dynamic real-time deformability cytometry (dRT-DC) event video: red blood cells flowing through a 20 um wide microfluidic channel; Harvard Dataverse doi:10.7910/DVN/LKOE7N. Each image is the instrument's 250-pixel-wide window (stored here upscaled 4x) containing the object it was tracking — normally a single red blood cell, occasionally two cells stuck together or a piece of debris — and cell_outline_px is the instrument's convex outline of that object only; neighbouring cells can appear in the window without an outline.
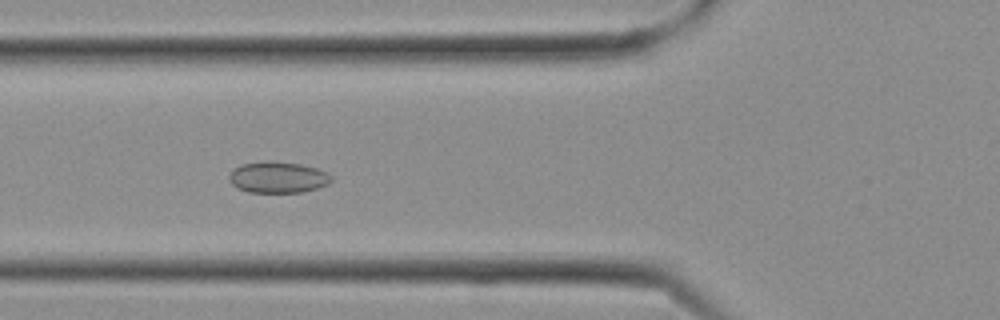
{"species": "Egyptian fruit bat (a non-hibernating species)", "species_latin": "Rousettus aegyptiacus", "temperature_condition": "cold", "stored_images_in_passage": 27, "camera_frame_rate_fps": 3000, "um_per_image_px": 0.085, "frame": {"image": 1, "passage_image": 10, "time_ms": 3.0, "image_size_px": [1000, 320], "cell_outline_px": [[332, 180], [328, 184], [316, 188], [300, 192], [248, 192], [236, 188], [228, 180], [228, 176], [240, 164], [268, 160], [300, 164], [316, 168], [328, 172], [332, 176]], "centroid_in_image_um": [23.61, 15.06], "position_along_channel_um": 102.2, "area_um2": 18.67}}
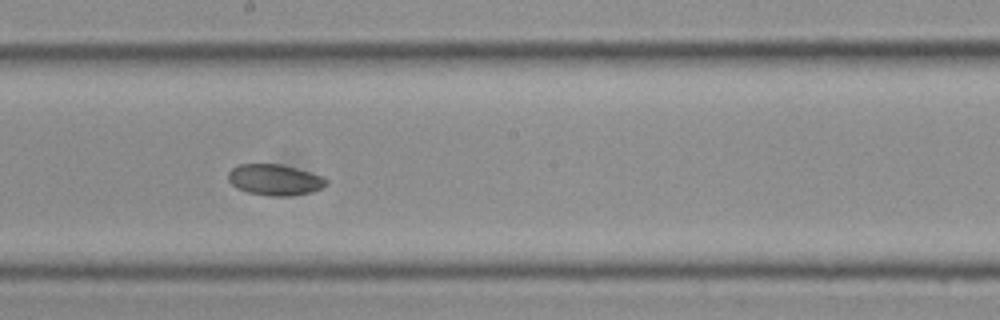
{"frame": {"image": 2, "passage_image": 15, "time_ms": 4.667, "image_size_px": [1000, 320], "cell_outline_px": [[328, 184], [324, 188], [312, 192], [288, 196], [268, 196], [248, 192], [236, 188], [228, 180], [228, 172], [232, 168], [240, 164], [280, 164], [296, 168], [324, 176], [328, 180]], "centroid_in_image_um": [23.39, 15.29], "position_along_channel_um": 224.8, "area_um2": 17.92}}
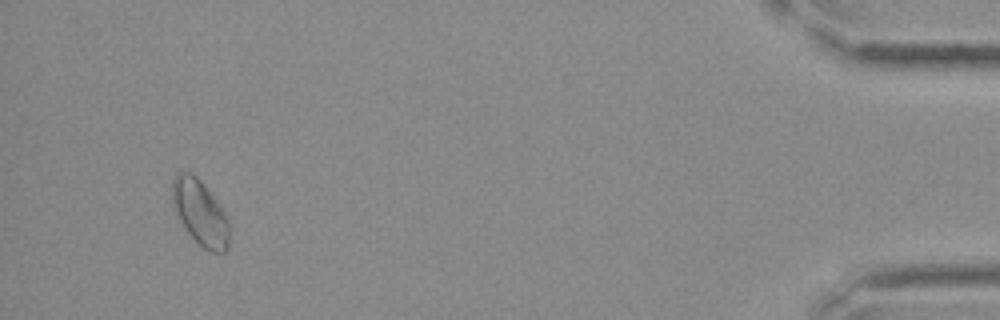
{"frame": {"image": 3, "passage_image": 26, "time_ms": 8.333, "image_size_px": [1000, 320], "cell_outline_px": [[228, 248], [224, 252], [212, 252], [204, 248], [188, 232], [176, 216], [172, 208], [172, 180], [176, 172], [192, 172], [200, 180], [216, 200], [224, 212], [228, 220]], "centroid_in_image_um": [16.97, 18.04], "position_along_channel_um": 418.2, "area_um2": 21.56}}